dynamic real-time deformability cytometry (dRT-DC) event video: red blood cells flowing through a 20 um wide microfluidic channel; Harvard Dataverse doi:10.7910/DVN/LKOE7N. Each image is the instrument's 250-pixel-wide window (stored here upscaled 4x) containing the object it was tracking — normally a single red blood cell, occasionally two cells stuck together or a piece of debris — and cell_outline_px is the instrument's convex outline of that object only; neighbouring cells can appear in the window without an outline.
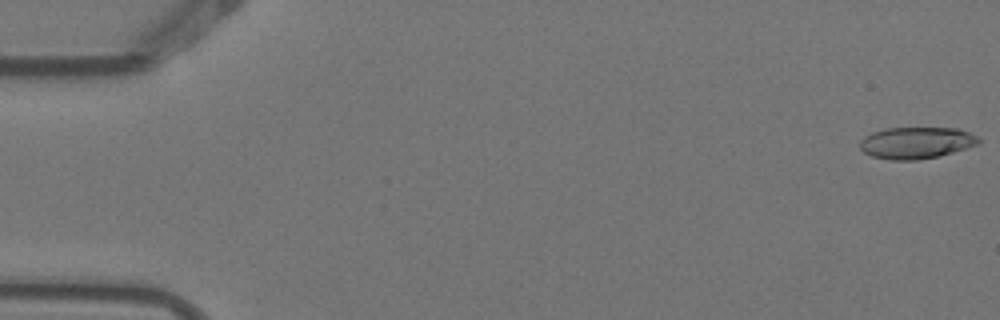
{"species": "Egyptian fruit bat (a non-hibernating species)", "species_latin": "Rousettus aegyptiacus", "temperature_condition": "warm", "stored_images_in_passage": 5, "camera_frame_rate_fps": 3000, "um_per_image_px": 0.085, "animal": {"sex": "female"}, "frame": {"image": 1, "passage_image": 1, "time_ms": 0.0, "image_size_px": [1000, 320], "cell_outline_px": [[980, 144], [952, 152], [936, 156], [916, 160], [888, 160], [872, 156], [864, 152], [860, 148], [860, 140], [864, 136], [872, 132], [888, 128], [956, 128], [968, 132], [976, 136], [980, 140]], "centroid_in_image_um": [77.86, 12.14], "position_along_channel_um": 7.1, "area_um2": 21.79}}